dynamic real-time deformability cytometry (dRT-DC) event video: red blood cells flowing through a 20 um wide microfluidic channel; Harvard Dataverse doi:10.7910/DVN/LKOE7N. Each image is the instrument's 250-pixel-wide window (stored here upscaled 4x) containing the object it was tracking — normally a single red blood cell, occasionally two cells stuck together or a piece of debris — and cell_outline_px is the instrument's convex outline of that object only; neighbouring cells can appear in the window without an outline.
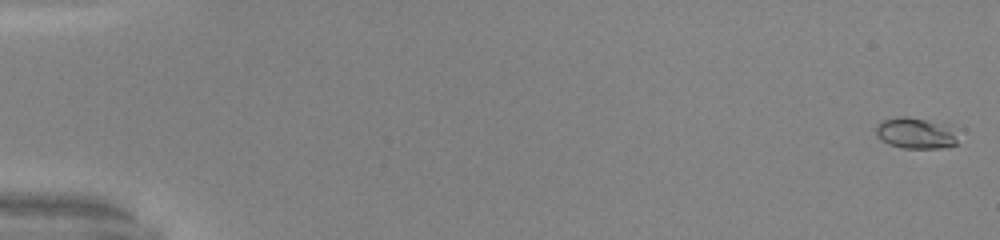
{"species": "common noctule bat (a hibernating species)", "species_latin": "Nyctalus noctula", "temperature_condition": "warm", "stored_images_in_passage": 52, "camera_frame_rate_fps": 3000, "um_per_image_px": 0.085, "animal": {"sex": "male", "body_mass_g": 20.0, "forearm_length_mm": 53.3}, "frame": {"image": 1, "passage_image": 2, "time_ms": 0.333, "image_size_px": [1000, 240], "cell_outline_px": [[956, 144], [944, 148], [904, 148], [888, 144], [880, 140], [876, 136], [876, 124], [884, 120], [896, 116], [908, 116], [924, 120], [956, 132]], "centroid_in_image_um": [77.71, 11.34], "position_along_channel_um": 7.3, "area_um2": 14.39}}
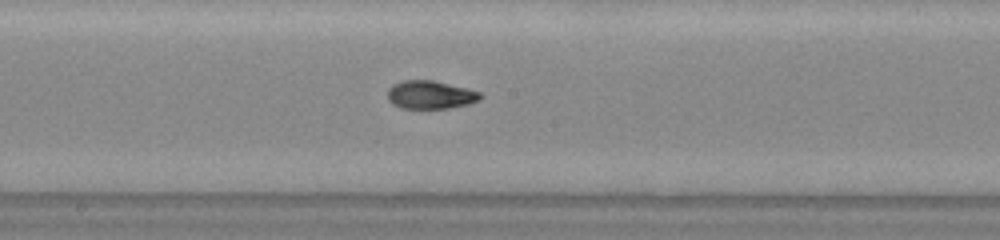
{"frame": {"image": 2, "passage_image": 30, "time_ms": 9.667, "image_size_px": [1000, 240], "cell_outline_px": [[484, 96], [480, 100], [468, 104], [448, 108], [400, 108], [392, 104], [388, 100], [388, 88], [392, 84], [404, 80], [432, 80], [468, 88], [480, 92]], "centroid_in_image_um": [36.59, 8.05], "position_along_channel_um": 211.6, "area_um2": 15.37}}
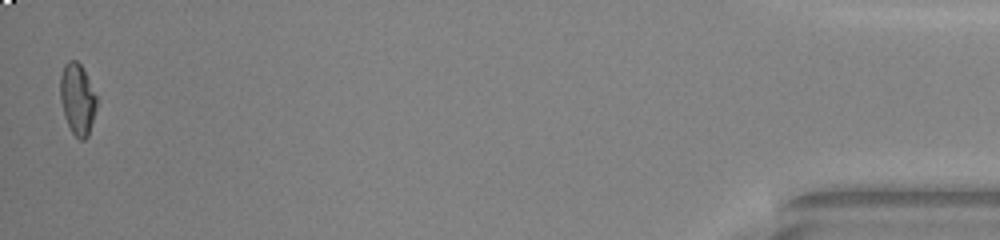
{"frame": {"image": 3, "passage_image": 52, "time_ms": 17.0, "image_size_px": [1000, 240], "cell_outline_px": [[96, 108], [88, 136], [84, 140], [80, 140], [72, 132], [64, 116], [60, 100], [60, 76], [64, 64], [68, 60], [76, 60], [80, 64], [96, 96]], "centroid_in_image_um": [6.55, 8.42], "position_along_channel_um": 428.6, "area_um2": 14.91}, "authors_computed_cell_mechanics": {"area_um2": 14.9124, "velocity_mm_per_s": 4.1289, "shape_relaxation_time_tau1_ms": null, "shape_relaxation_time_tau2_ms": 1.0305, "deformation_change_tau1": null, "deformation_change_tau2": 0.0595}}